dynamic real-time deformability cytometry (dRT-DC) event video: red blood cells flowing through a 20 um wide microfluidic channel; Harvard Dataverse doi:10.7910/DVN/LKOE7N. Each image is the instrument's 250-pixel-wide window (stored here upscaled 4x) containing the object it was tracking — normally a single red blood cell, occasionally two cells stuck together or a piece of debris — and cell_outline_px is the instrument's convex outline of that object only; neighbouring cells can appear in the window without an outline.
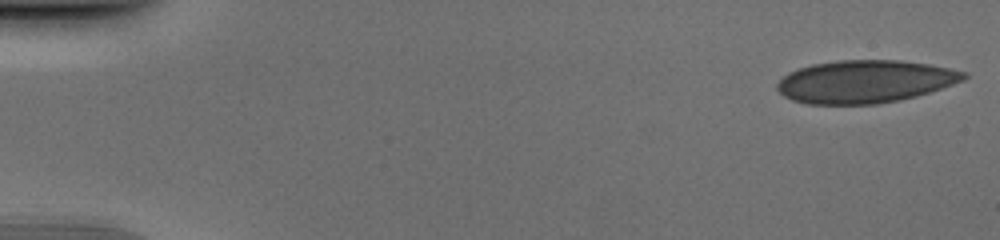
{"species": "human", "species_latin": "Homo sapiens", "temperature_condition": "cold", "stored_images_in_passage": 50, "camera_frame_rate_fps": 3000, "um_per_image_px": 0.085, "donor": {"sex": "male"}, "frame": {"image": 1, "passage_image": 1, "time_ms": 0.0, "image_size_px": [1000, 240], "cell_outline_px": [[968, 76], [964, 80], [916, 96], [900, 100], [876, 104], [808, 104], [792, 100], [784, 96], [776, 88], [776, 84], [788, 72], [796, 68], [812, 64], [840, 60], [900, 60], [928, 64], [968, 72]], "centroid_in_image_um": [73.5, 6.93], "position_along_channel_um": 11.5, "area_um2": 46.47}}
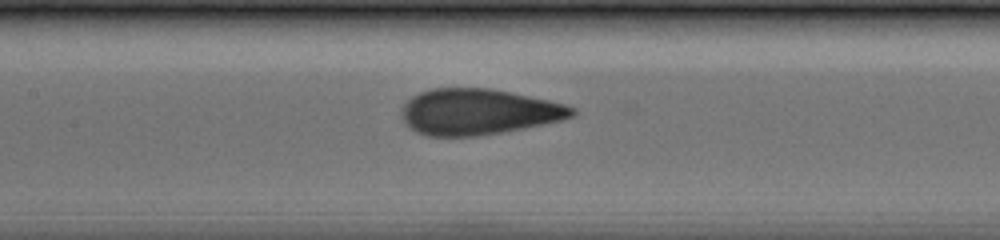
{"frame": {"image": 2, "passage_image": 24, "time_ms": 7.667, "image_size_px": [1000, 240], "cell_outline_px": [[576, 112], [572, 116], [560, 120], [524, 128], [476, 136], [428, 136], [416, 132], [408, 128], [404, 124], [404, 104], [412, 96], [420, 92], [432, 88], [492, 88], [548, 100], [564, 104], [576, 108]], "centroid_in_image_um": [40.64, 9.5], "position_along_channel_um": 166.8, "area_um2": 45.32}}
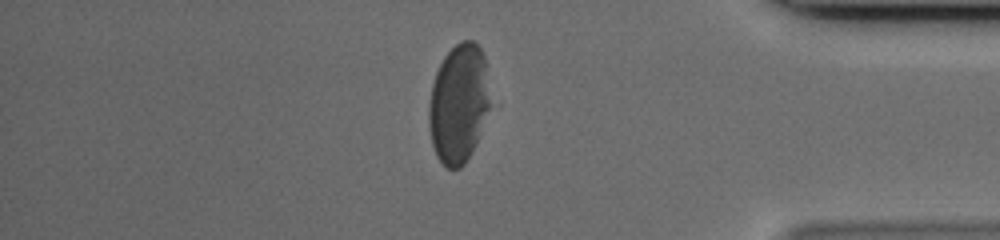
{"frame": {"image": 3, "passage_image": 43, "time_ms": 14.0, "image_size_px": [1000, 240], "cell_outline_px": [[492, 104], [476, 144], [464, 164], [460, 168], [448, 168], [436, 156], [432, 144], [428, 124], [428, 104], [432, 84], [436, 72], [444, 56], [460, 40], [472, 40], [480, 48], [484, 56]], "centroid_in_image_um": [39.0, 8.8], "position_along_channel_um": 396.2, "area_um2": 42.95}}